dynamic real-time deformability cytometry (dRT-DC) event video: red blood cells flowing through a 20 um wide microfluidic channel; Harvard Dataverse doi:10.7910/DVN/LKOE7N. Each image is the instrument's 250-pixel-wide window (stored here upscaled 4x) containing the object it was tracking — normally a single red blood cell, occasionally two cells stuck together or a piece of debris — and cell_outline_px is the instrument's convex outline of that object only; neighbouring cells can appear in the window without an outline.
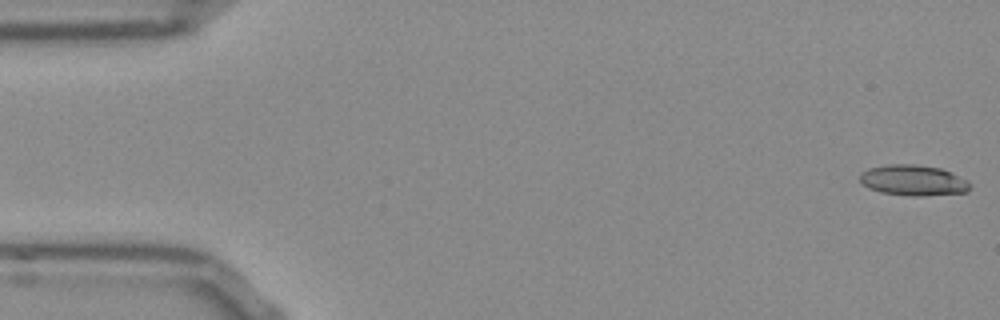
{"species": "Egyptian fruit bat (a non-hibernating species)", "species_latin": "Rousettus aegyptiacus", "temperature_condition": "room temperature", "stored_images_in_passage": 51, "camera_frame_rate_fps": 3000, "um_per_image_px": 0.085, "frame": {"image": 1, "passage_image": 1, "time_ms": 0.0, "image_size_px": [1000, 320], "cell_outline_px": [[972, 184], [968, 192], [920, 196], [912, 196], [880, 192], [868, 188], [860, 184], [860, 172], [868, 168], [888, 164], [916, 164], [940, 168], [968, 180]], "centroid_in_image_um": [77.61, 15.32], "position_along_channel_um": 7.4, "area_um2": 19.88}}
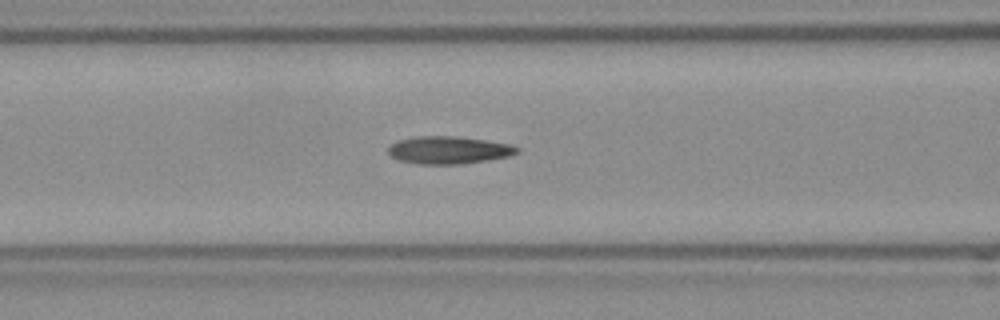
{"frame": {"image": 2, "passage_image": 21, "time_ms": 6.667, "image_size_px": [1000, 320], "cell_outline_px": [[520, 152], [508, 156], [488, 160], [460, 164], [416, 164], [400, 160], [392, 156], [388, 152], [388, 148], [396, 140], [420, 136], [452, 136], [484, 140], [508, 144], [520, 148]], "centroid_in_image_um": [38.13, 12.76], "position_along_channel_um": 128.5, "area_um2": 20.52}}
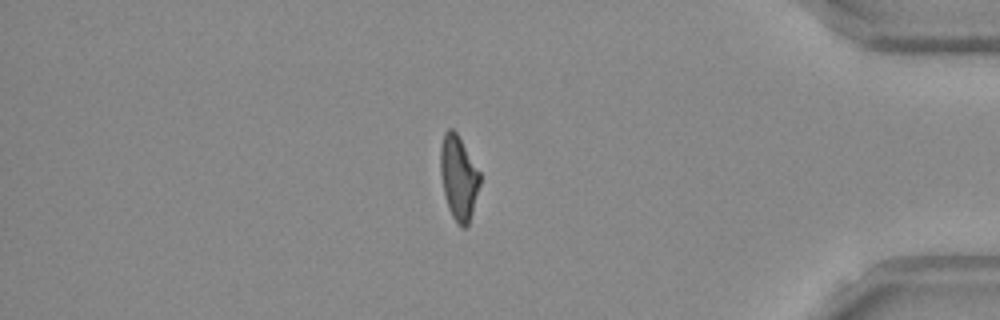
{"frame": {"image": 3, "passage_image": 45, "time_ms": 14.667, "image_size_px": [1000, 320], "cell_outline_px": [[480, 184], [472, 212], [468, 224], [464, 228], [460, 228], [452, 216], [448, 208], [444, 196], [440, 172], [440, 148], [444, 132], [448, 128], [452, 128], [456, 132], [480, 172]], "centroid_in_image_um": [38.96, 15.11], "position_along_channel_um": 396.2, "area_um2": 19.36}, "authors_computed_cell_mechanics": {"area_um2": 19.8832, "velocity_mm_per_s": 3.7962, "shape_relaxation_time_tau1_ms": 9.0919, "shape_relaxation_time_tau2_ms": 2.5223, "deformation_change_tau1": 0.241, "deformation_change_tau2": 0.1202}}